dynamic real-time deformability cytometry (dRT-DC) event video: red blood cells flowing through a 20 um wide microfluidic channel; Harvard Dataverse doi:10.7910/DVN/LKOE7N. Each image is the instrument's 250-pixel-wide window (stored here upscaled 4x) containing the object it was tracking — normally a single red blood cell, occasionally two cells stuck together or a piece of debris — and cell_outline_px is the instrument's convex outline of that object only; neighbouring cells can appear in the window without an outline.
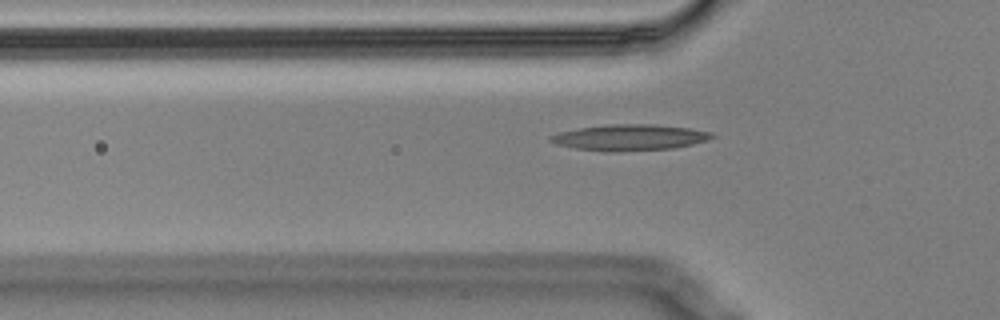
{"species": "Egyptian fruit bat (a non-hibernating species)", "species_latin": "Rousettus aegyptiacus", "temperature_condition": "cold", "stored_images_in_passage": 5, "camera_frame_rate_fps": 3000, "um_per_image_px": 0.085, "animal": {"sex": "male"}, "frame": {"image": 1, "passage_image": 5, "time_ms": 1.333, "image_size_px": [1000, 320], "cell_outline_px": [[716, 136], [692, 144], [676, 148], [616, 152], [604, 152], [576, 148], [556, 144], [548, 140], [548, 136], [560, 132], [580, 128], [608, 124], [652, 124], [688, 128], [712, 132]], "centroid_in_image_um": [53.49, 11.69], "position_along_channel_um": 72.3, "area_um2": 24.51}}